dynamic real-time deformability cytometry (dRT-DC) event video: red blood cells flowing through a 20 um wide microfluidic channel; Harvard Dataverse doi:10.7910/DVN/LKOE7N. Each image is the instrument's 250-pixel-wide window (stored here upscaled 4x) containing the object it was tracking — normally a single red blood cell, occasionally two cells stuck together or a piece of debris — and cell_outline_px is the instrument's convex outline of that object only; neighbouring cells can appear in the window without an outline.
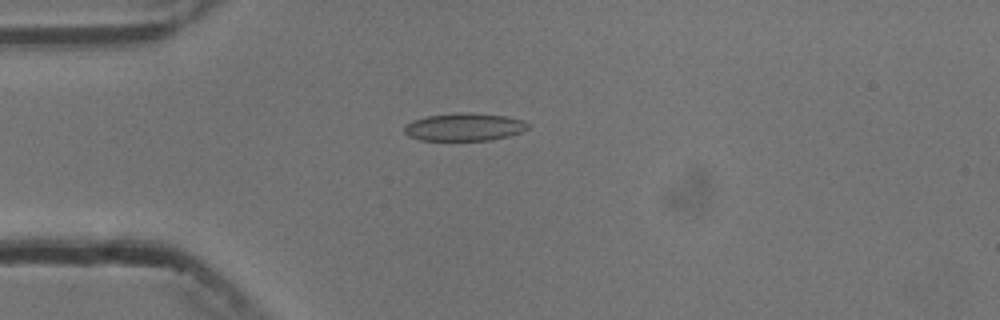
{"species": "common noctule bat (a hibernating species)", "species_latin": "Nyctalus noctula", "temperature_condition": "cold", "stored_images_in_passage": 7, "camera_frame_rate_fps": 3000, "um_per_image_px": 0.085, "animal": {"sex": "male", "body_mass_g": 13.3}, "frame": {"image": 1, "passage_image": 4, "time_ms": 4.333, "image_size_px": [1000, 320], "cell_outline_px": [[532, 124], [528, 128], [520, 132], [508, 136], [492, 140], [420, 140], [408, 136], [404, 132], [404, 124], [412, 120], [428, 116], [468, 112], [504, 116], [524, 120]], "centroid_in_image_um": [39.47, 10.8], "position_along_channel_um": 45.5, "area_um2": 20.0}}
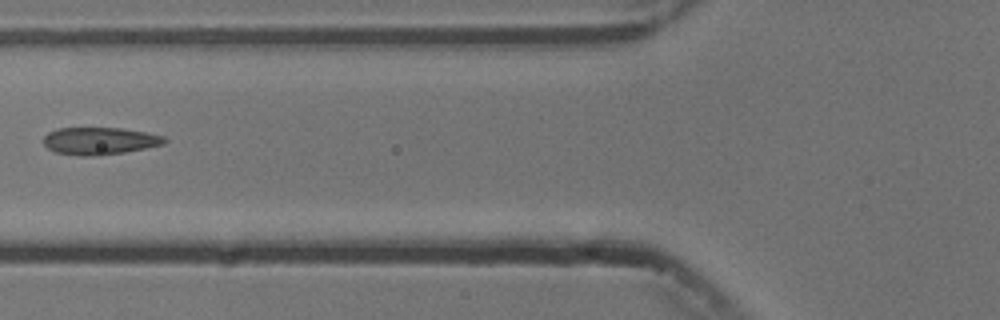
{"frame": {"image": 2, "passage_image": 6, "time_ms": 6.667, "image_size_px": [1000, 320], "cell_outline_px": [[168, 140], [164, 144], [124, 152], [96, 156], [80, 156], [56, 152], [48, 148], [44, 144], [44, 136], [48, 132], [56, 128], [120, 128], [144, 132], [164, 136]], "centroid_in_image_um": [8.45, 11.98], "position_along_channel_um": 117.3, "area_um2": 19.19}}
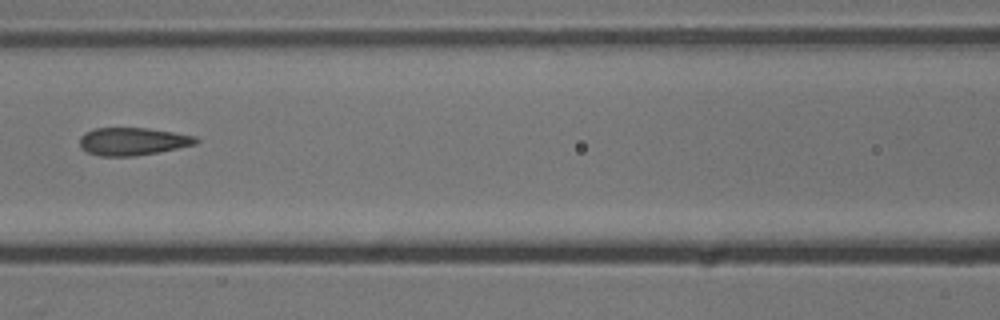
{"frame": {"image": 3, "passage_image": 7, "time_ms": 7.667, "image_size_px": [1000, 320], "cell_outline_px": [[200, 140], [196, 144], [136, 156], [100, 156], [88, 152], [80, 148], [80, 136], [84, 132], [92, 128], [148, 128], [196, 136]], "centroid_in_image_um": [11.24, 12.01], "position_along_channel_um": 155.4, "area_um2": 18.79}}